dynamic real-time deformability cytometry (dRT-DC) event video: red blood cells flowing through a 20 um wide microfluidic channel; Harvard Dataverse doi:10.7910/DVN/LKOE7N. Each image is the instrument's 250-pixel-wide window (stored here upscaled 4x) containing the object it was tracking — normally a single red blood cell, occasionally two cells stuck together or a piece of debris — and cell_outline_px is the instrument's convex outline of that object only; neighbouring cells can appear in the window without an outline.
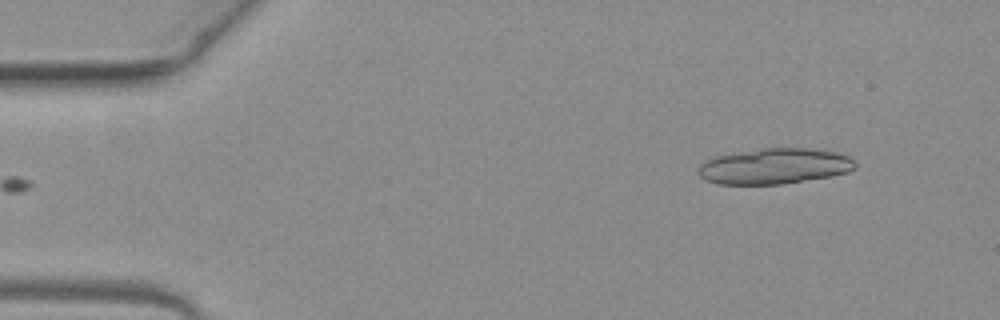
{"species": "common noctule bat (a hibernating species)", "species_latin": "Nyctalus noctula", "temperature_condition": "warm", "stored_images_in_passage": 16, "camera_frame_rate_fps": 3000, "um_per_image_px": 0.085, "animal": {"sex": "female", "body_mass_g": 19.3, "forearm_length_mm": 54.1}, "frame": {"image": 1, "passage_image": 1, "time_ms": 0.0, "image_size_px": [1000, 320], "cell_outline_px": [[856, 168], [848, 172], [832, 176], [780, 184], [716, 184], [704, 180], [696, 172], [696, 168], [704, 160], [716, 156], [764, 148], [812, 148], [836, 152], [848, 156], [856, 160]], "centroid_in_image_um": [65.82, 14.13], "position_along_channel_um": 19.2, "area_um2": 32.89}}